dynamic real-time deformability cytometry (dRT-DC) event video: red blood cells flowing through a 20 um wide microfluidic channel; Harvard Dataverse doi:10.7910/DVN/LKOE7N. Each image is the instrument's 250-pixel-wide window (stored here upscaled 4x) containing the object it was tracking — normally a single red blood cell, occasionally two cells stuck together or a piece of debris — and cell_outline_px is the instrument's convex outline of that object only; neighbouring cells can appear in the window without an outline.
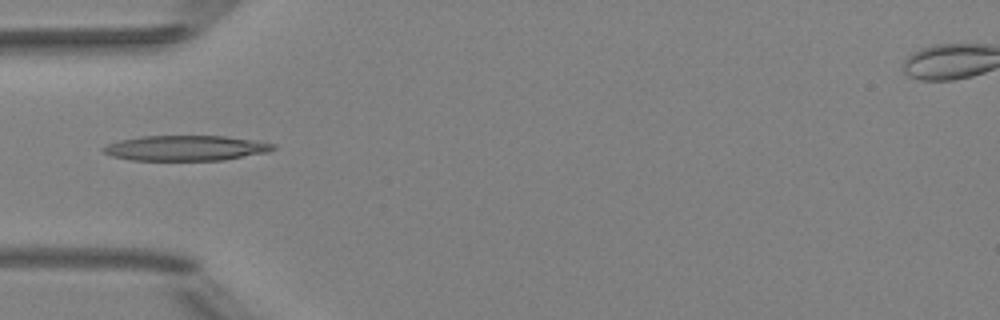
{"species": "Egyptian fruit bat (a non-hibernating species)", "species_latin": "Rousettus aegyptiacus", "temperature_condition": "room temperature", "stored_images_in_passage": 4, "camera_frame_rate_fps": 3000, "um_per_image_px": 0.085, "animal": {"sex": "female"}, "frame": {"image": 1, "passage_image": 4, "time_ms": 1.0, "image_size_px": [1000, 320], "cell_outline_px": [[276, 148], [268, 152], [224, 160], [132, 160], [112, 156], [104, 152], [100, 148], [108, 144], [120, 140], [140, 136], [224, 136], [252, 140], [276, 144]], "centroid_in_image_um": [15.79, 12.58], "position_along_channel_um": 69.2, "area_um2": 24.91}}